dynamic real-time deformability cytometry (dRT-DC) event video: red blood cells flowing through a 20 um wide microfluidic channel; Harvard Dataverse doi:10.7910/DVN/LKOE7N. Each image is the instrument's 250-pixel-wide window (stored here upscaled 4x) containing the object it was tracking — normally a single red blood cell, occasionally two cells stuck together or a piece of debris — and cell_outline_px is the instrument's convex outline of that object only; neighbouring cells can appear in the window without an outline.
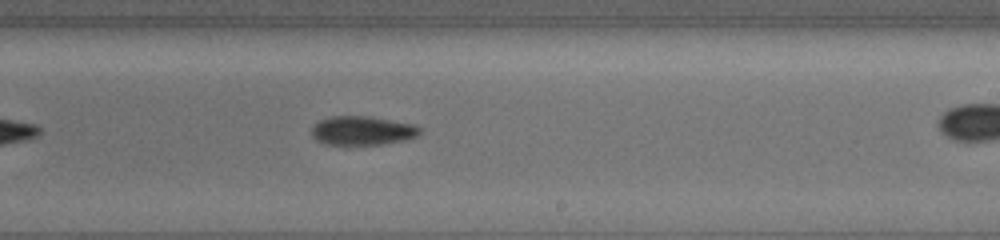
{"species": "common noctule bat (a hibernating species)", "species_latin": "Nyctalus noctula", "temperature_condition": "cold", "stored_images_in_passage": 33, "camera_frame_rate_fps": 3000, "um_per_image_px": 0.085, "animal": {"sex": "female", "body_mass_g": 19.5, "forearm_length_mm": 54.1}, "frame": {"image": 1, "passage_image": 24, "time_ms": 8.0, "image_size_px": [1000, 240], "cell_outline_px": [[420, 132], [416, 136], [404, 140], [384, 144], [344, 148], [324, 144], [316, 140], [312, 136], [312, 128], [320, 120], [332, 116], [372, 116], [412, 124], [420, 128]], "centroid_in_image_um": [30.74, 11.15], "position_along_channel_um": 258.3, "area_um2": 18.96}}